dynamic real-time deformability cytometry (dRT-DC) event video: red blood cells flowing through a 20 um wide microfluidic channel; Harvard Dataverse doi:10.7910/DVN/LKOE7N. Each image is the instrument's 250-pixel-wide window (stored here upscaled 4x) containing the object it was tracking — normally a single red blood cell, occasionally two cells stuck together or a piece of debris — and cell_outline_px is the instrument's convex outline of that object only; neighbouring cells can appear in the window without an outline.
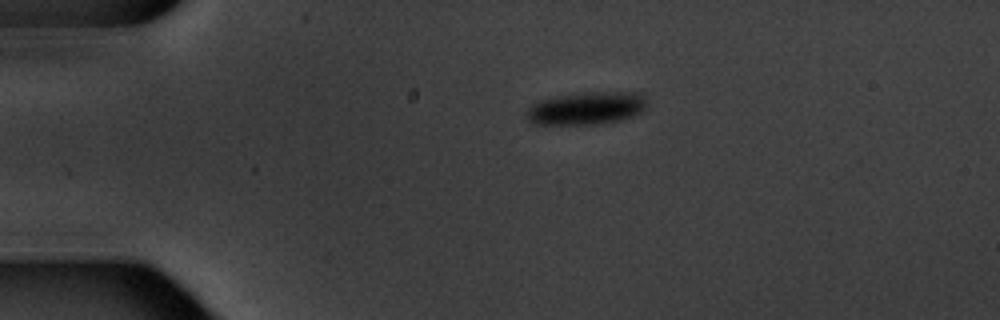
{"species": "common noctule bat (a hibernating species)", "species_latin": "Nyctalus noctula", "temperature_condition": "warm", "stored_images_in_passage": 4, "camera_frame_rate_fps": 3000, "um_per_image_px": 0.085, "animal": {"sex": "male", "body_mass_g": 20.1, "forearm_length_mm": 53.5}, "frame": {"image": 1, "passage_image": 1, "time_ms": 0.0, "image_size_px": [1000, 320], "cell_outline_px": [[648, 104], [640, 112], [632, 116], [620, 120], [596, 124], [532, 124], [524, 116], [524, 112], [532, 104], [540, 100], [556, 96], [596, 92], [640, 92], [648, 100]], "centroid_in_image_um": [49.83, 9.2], "position_along_channel_um": 35.2, "area_um2": 23.06}}
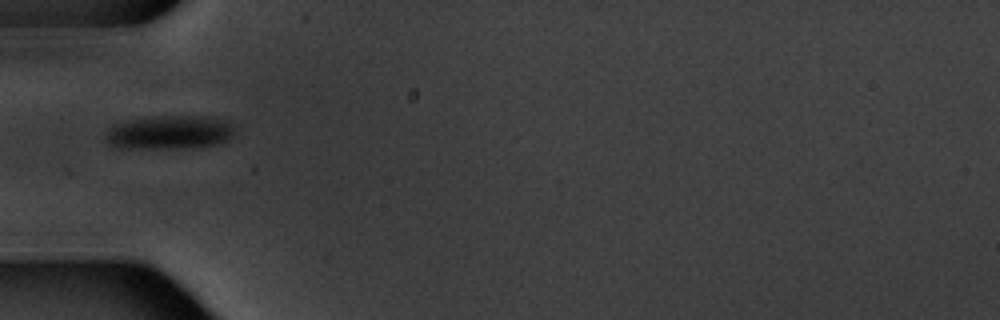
{"frame": {"image": 2, "passage_image": 3, "time_ms": 2.333, "image_size_px": [1000, 320], "cell_outline_px": [[236, 132], [224, 144], [168, 148], [120, 148], [108, 144], [104, 136], [104, 132], [112, 124], [128, 120], [164, 116], [204, 116], [228, 120], [232, 124]], "centroid_in_image_um": [14.41, 11.25], "position_along_channel_um": 70.6, "area_um2": 25.66}}